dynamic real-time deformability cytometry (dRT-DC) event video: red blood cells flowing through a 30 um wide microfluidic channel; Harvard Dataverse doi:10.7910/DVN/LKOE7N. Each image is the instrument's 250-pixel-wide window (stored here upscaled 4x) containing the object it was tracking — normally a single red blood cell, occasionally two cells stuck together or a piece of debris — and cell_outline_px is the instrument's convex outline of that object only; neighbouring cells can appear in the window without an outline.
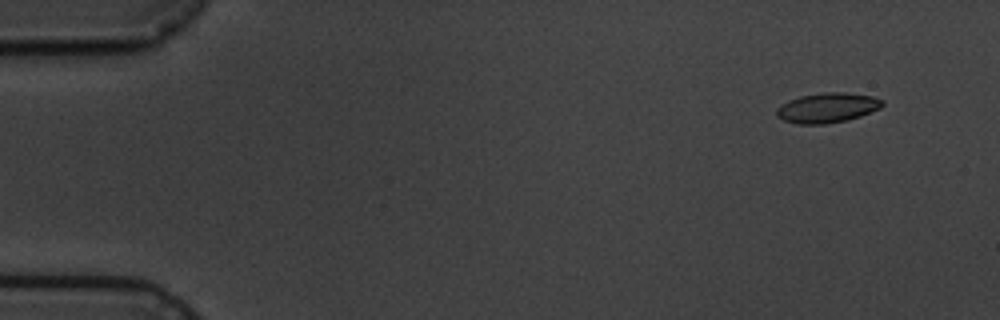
{"species": "common noctule bat (a hibernating species)", "species_latin": "Nyctalus noctula", "temperature_condition": "cold", "stored_images_in_passage": 5, "segment_of_instrument_passage": [2, 2], "camera_frame_rate_fps": 3000, "um_per_image_px": 0.085, "animal": {"sex": "male", "body_mass_g": 19.5, "forearm_length_mm": 54.6}, "frame": {"image": 1, "passage_image": 5, "time_ms": 4.667, "image_size_px": [1000, 320], "cell_outline_px": [[884, 104], [880, 108], [860, 116], [848, 120], [824, 124], [800, 124], [784, 120], [776, 116], [776, 108], [780, 104], [788, 100], [800, 96], [824, 92], [844, 92], [872, 96], [884, 100]], "centroid_in_image_um": [70.31, 9.15], "position_along_channel_um": 14.7, "area_um2": 18.5}}